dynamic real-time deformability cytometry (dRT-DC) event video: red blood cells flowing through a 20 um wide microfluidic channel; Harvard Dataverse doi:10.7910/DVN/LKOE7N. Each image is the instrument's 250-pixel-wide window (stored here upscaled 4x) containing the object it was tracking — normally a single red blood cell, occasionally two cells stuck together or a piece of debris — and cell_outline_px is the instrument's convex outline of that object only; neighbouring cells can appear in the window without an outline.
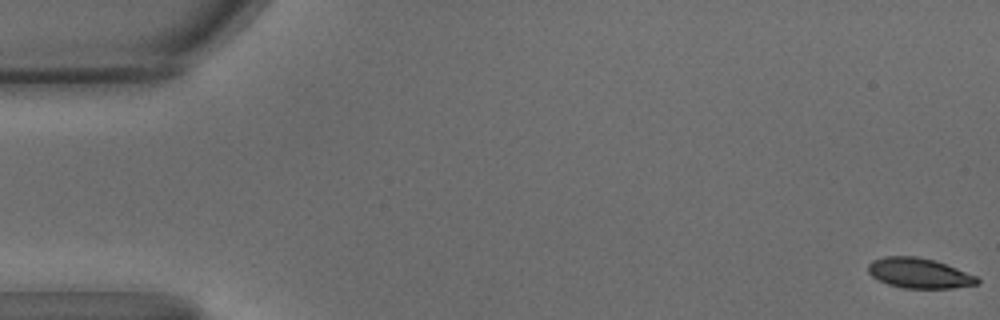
{"species": "common noctule bat (a hibernating species)", "species_latin": "Nyctalus noctula", "temperature_condition": "warm", "stored_images_in_passage": 59, "camera_frame_rate_fps": 3000, "um_per_image_px": 0.085, "animal": {"sex": "male", "body_mass_g": 15.6}, "frame": {"image": 1, "passage_image": 1, "time_ms": 0.0, "image_size_px": [1000, 320], "cell_outline_px": [[980, 284], [952, 288], [904, 288], [888, 284], [872, 276], [868, 272], [868, 264], [872, 260], [884, 256], [916, 256], [932, 260], [956, 268], [976, 276], [980, 280]], "centroid_in_image_um": [78.12, 23.22], "position_along_channel_um": 6.9, "area_um2": 19.02}}
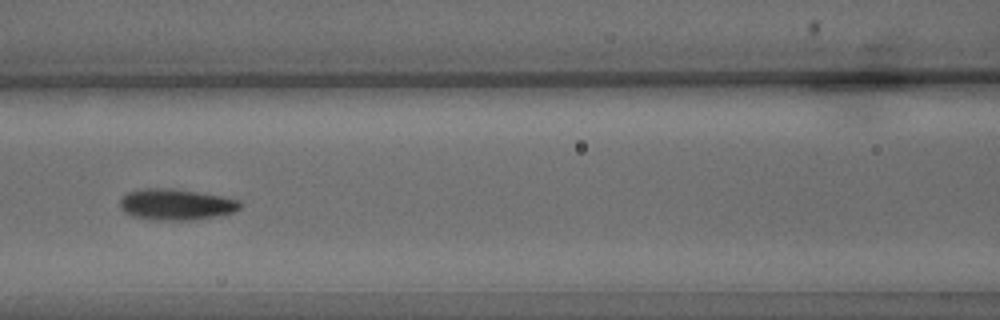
{"frame": {"image": 2, "passage_image": 26, "time_ms": 8.333, "image_size_px": [1000, 320], "cell_outline_px": [[240, 208], [232, 212], [220, 216], [196, 220], [148, 220], [132, 216], [124, 212], [120, 208], [120, 200], [128, 192], [144, 188], [172, 188], [224, 196], [240, 200]], "centroid_in_image_um": [14.97, 17.39], "position_along_channel_um": 151.6, "area_um2": 22.08}}
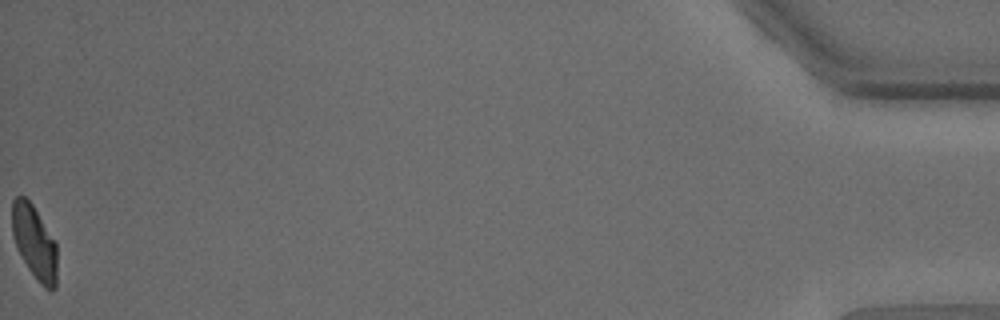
{"frame": {"image": 3, "passage_image": 59, "time_ms": 19.333, "image_size_px": [1000, 320], "cell_outline_px": [[56, 288], [52, 292], [44, 288], [40, 284], [28, 268], [16, 244], [12, 232], [12, 200], [16, 196], [24, 196], [32, 204], [56, 244]], "centroid_in_image_um": [2.93, 20.61], "position_along_channel_um": 432.3, "area_um2": 18.96}, "authors_computed_cell_mechanics": {"area_um2": 20.808, "velocity_mm_per_s": 3.4722, "shape_relaxation_time_tau1_ms": 3.0991, "shape_relaxation_time_tau2_ms": 1.8977, "deformation_change_tau1": 0.123, "deformation_change_tau2": 0.0691}}